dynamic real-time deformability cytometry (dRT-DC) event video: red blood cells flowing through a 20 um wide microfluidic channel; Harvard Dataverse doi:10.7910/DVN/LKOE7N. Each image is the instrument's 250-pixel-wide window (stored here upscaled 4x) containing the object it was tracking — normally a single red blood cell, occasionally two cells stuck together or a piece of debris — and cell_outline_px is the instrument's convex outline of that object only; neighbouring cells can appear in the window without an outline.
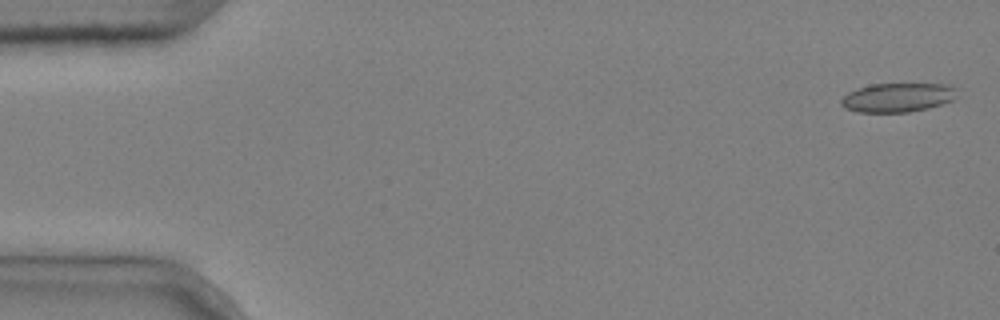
{"species": "common noctule bat (a hibernating species)", "species_latin": "Nyctalus noctula", "temperature_condition": "cold", "stored_images_in_passage": 5, "camera_frame_rate_fps": 3000, "um_per_image_px": 0.085, "animal": {"sex": "male", "body_mass_g": 20.4}, "frame": {"image": 1, "passage_image": 1, "time_ms": 0.0, "image_size_px": [1000, 320], "cell_outline_px": [[956, 88], [952, 100], [928, 108], [908, 112], [856, 112], [844, 108], [840, 104], [840, 100], [848, 92], [872, 84], [944, 84]], "centroid_in_image_um": [76.24, 8.29], "position_along_channel_um": 8.8, "area_um2": 19.36}}
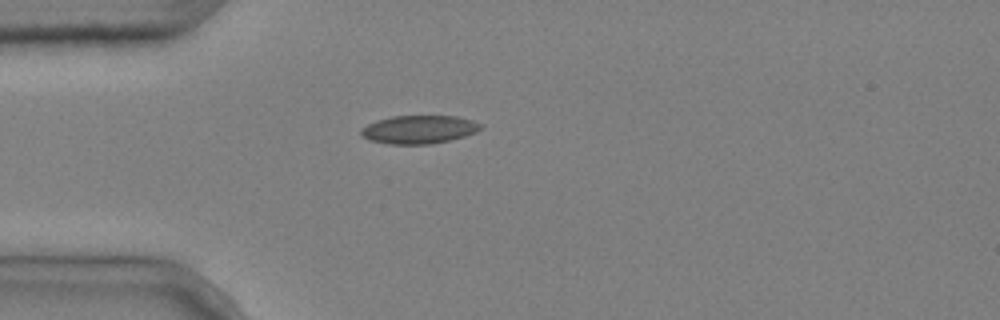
{"frame": {"image": 2, "passage_image": 4, "time_ms": 1.0, "image_size_px": [1000, 320], "cell_outline_px": [[484, 128], [476, 132], [464, 136], [432, 144], [388, 144], [368, 140], [360, 136], [360, 128], [376, 120], [392, 116], [456, 116], [472, 120], [484, 124]], "centroid_in_image_um": [35.6, 11.0], "position_along_channel_um": 49.4, "area_um2": 19.94}}